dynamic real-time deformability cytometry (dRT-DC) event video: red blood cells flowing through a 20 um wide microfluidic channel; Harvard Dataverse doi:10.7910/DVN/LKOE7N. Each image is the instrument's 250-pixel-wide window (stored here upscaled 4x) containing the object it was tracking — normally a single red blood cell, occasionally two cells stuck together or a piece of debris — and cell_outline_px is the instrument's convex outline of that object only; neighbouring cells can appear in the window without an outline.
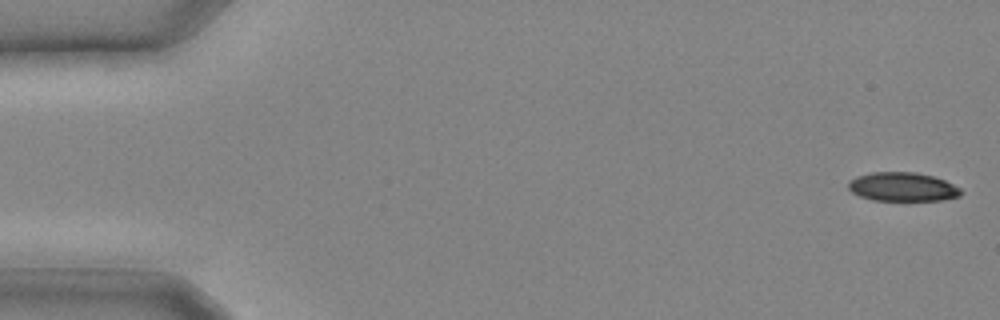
{"species": "common noctule bat (a hibernating species)", "species_latin": "Nyctalus noctula", "temperature_condition": "cold", "stored_images_in_passage": 12, "camera_frame_rate_fps": 3000, "um_per_image_px": 0.085, "animal": {"sex": "male", "body_mass_g": 20.4}, "frame": {"image": 1, "passage_image": 1, "time_ms": 0.0, "image_size_px": [1000, 320], "cell_outline_px": [[964, 192], [960, 196], [940, 200], [872, 200], [860, 196], [852, 192], [848, 188], [848, 180], [856, 176], [872, 172], [916, 172], [932, 176], [944, 180], [960, 188]], "centroid_in_image_um": [76.7, 15.88], "position_along_channel_um": 8.3, "area_um2": 18.96}}
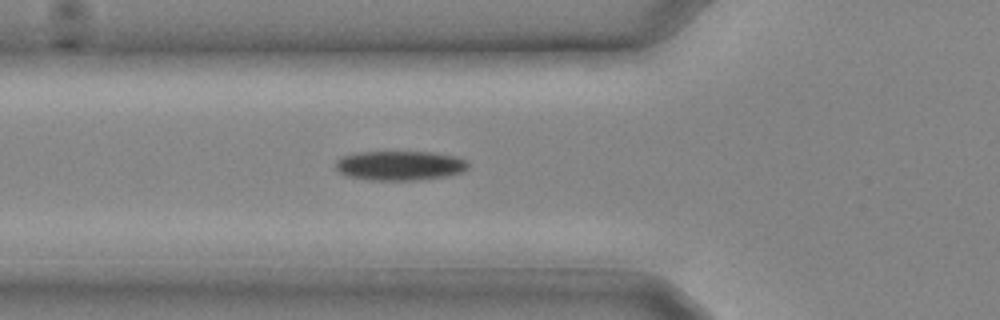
{"frame": {"image": 2, "passage_image": 10, "time_ms": 3.0, "image_size_px": [1000, 320], "cell_outline_px": [[468, 168], [460, 172], [444, 176], [408, 180], [368, 180], [344, 176], [336, 168], [336, 160], [340, 156], [356, 152], [432, 152], [460, 156], [468, 160]], "centroid_in_image_um": [33.96, 14.06], "position_along_channel_um": 91.8, "area_um2": 22.95}}
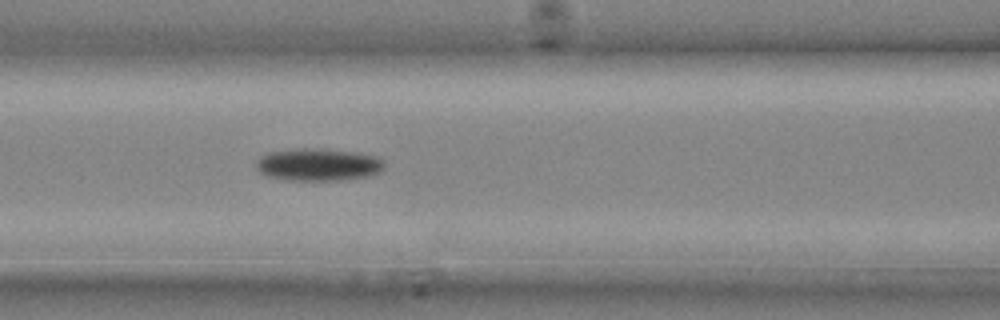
{"frame": {"image": 3, "passage_image": 12, "time_ms": 3.667, "image_size_px": [1000, 320], "cell_outline_px": [[384, 168], [380, 172], [368, 176], [344, 180], [288, 180], [268, 176], [260, 172], [256, 168], [256, 160], [260, 156], [268, 152], [296, 148], [316, 148], [360, 152], [376, 156], [384, 160]], "centroid_in_image_um": [27.06, 13.98], "position_along_channel_um": 139.5, "area_um2": 24.57}}